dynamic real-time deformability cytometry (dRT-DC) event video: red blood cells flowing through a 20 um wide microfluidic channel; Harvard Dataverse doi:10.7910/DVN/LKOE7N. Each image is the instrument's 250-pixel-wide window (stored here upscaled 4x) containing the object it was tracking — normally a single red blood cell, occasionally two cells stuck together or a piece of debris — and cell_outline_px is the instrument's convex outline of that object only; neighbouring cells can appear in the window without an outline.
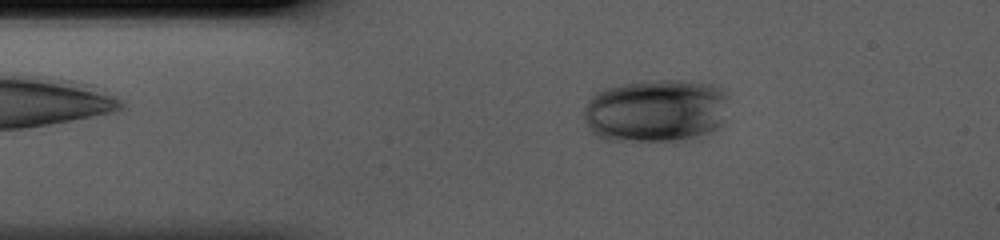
{"species": "human", "species_latin": "Homo sapiens", "temperature_condition": "cold", "stored_images_in_passage": 41, "camera_frame_rate_fps": 3000, "um_per_image_px": 0.085, "donor": {"sex": "male"}, "frame": {"image": 1, "passage_image": 6, "time_ms": 1.667, "image_size_px": [1000, 240], "cell_outline_px": [[724, 124], [700, 140], [684, 144], [672, 144], [604, 140], [596, 136], [588, 128], [584, 120], [584, 108], [588, 100], [596, 92], [604, 88], [620, 84], [640, 80], [684, 80], [708, 84], [720, 88], [724, 96]], "centroid_in_image_um": [55.74, 9.5], "position_along_channel_um": 29.3, "area_um2": 55.43}}
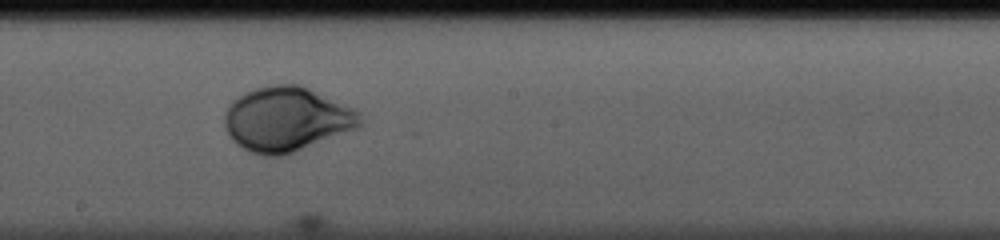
{"frame": {"image": 2, "passage_image": 22, "time_ms": 7.0, "image_size_px": [1000, 240], "cell_outline_px": [[360, 128], [292, 152], [280, 156], [264, 156], [252, 152], [236, 144], [232, 140], [224, 124], [224, 116], [232, 100], [244, 92], [256, 88], [272, 84], [300, 84], [352, 108], [360, 112]], "centroid_in_image_um": [24.35, 10.13], "position_along_channel_um": 223.9, "area_um2": 50.63}}
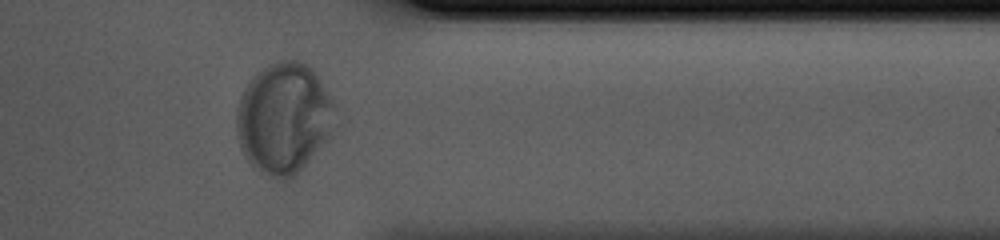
{"frame": {"image": 3, "passage_image": 34, "time_ms": 11.0, "image_size_px": [1000, 240], "cell_outline_px": [[340, 124], [332, 136], [292, 176], [284, 180], [276, 180], [252, 168], [244, 156], [240, 148], [236, 136], [236, 108], [240, 96], [244, 88], [252, 76], [256, 72], [268, 64], [276, 60], [300, 60], [308, 64], [316, 72], [332, 96], [336, 104]], "centroid_in_image_um": [24.17, 10.02], "position_along_channel_um": 387.2, "area_um2": 65.55}}